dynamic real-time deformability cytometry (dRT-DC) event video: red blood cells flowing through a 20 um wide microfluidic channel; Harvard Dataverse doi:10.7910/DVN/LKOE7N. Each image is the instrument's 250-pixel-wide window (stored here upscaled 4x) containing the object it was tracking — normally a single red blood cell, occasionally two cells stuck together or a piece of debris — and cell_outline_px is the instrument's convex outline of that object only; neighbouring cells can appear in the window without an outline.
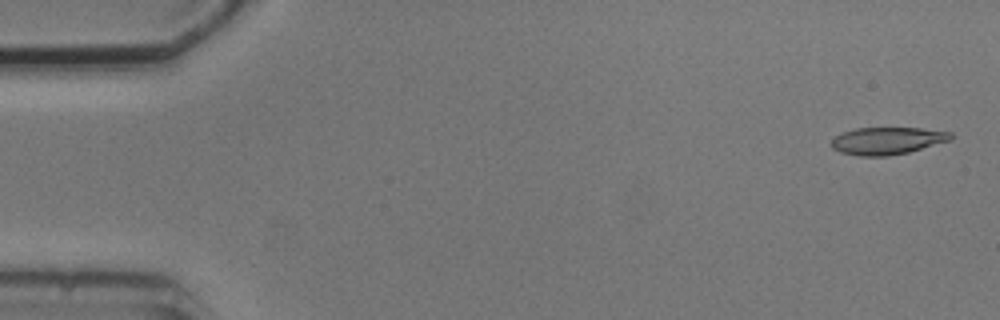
{"species": "common noctule bat (a hibernating species)", "species_latin": "Nyctalus noctula", "temperature_condition": "cold", "stored_images_in_passage": 5, "camera_frame_rate_fps": 3000, "um_per_image_px": 0.085, "animal": {"sex": "male", "body_mass_g": 20.5, "forearm_length_mm": 52.5}, "frame": {"image": 1, "passage_image": 1, "time_ms": 0.0, "image_size_px": [1000, 320], "cell_outline_px": [[952, 140], [908, 152], [888, 156], [860, 156], [840, 152], [832, 148], [832, 140], [836, 136], [844, 132], [856, 128], [920, 128], [952, 132]], "centroid_in_image_um": [75.44, 11.96], "position_along_channel_um": 9.6, "area_um2": 18.9}}
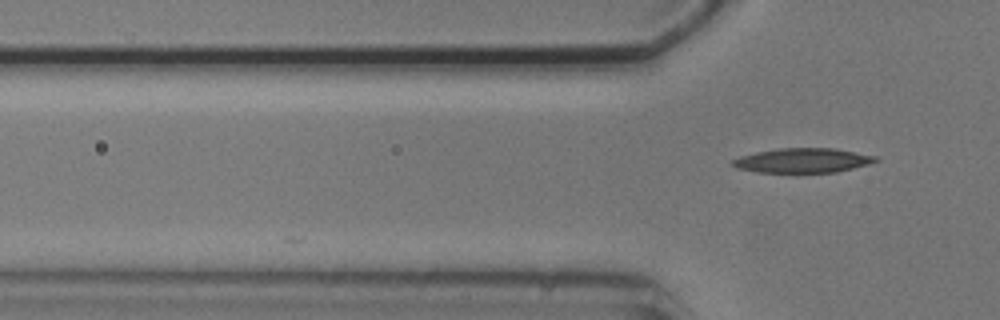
{"frame": {"image": 2, "passage_image": 5, "time_ms": 4.667, "image_size_px": [1000, 320], "cell_outline_px": [[880, 160], [868, 164], [836, 172], [760, 172], [736, 168], [732, 164], [732, 160], [740, 156], [756, 152], [780, 148], [836, 148], [876, 156]], "centroid_in_image_um": [68.25, 13.63], "position_along_channel_um": 57.6, "area_um2": 20.29}}